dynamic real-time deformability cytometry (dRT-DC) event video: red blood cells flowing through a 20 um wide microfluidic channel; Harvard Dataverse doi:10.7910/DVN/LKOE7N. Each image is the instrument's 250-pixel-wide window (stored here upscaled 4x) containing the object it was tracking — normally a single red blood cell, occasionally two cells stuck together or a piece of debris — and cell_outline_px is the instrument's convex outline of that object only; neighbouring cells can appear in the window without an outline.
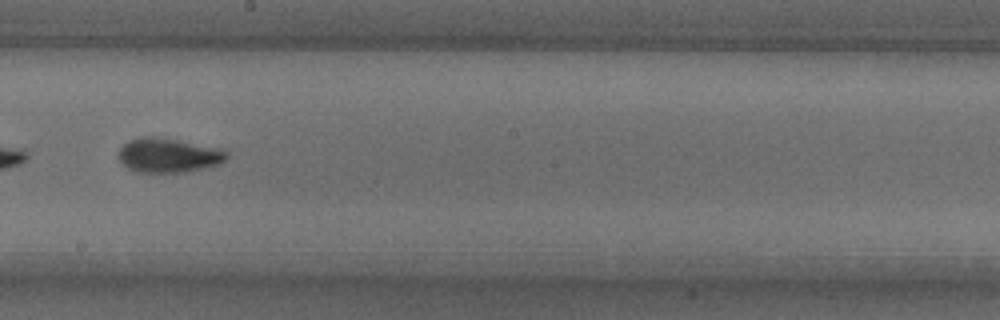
{"species": "common noctule bat (a hibernating species)", "species_latin": "Nyctalus noctula", "temperature_condition": "warm", "stored_images_in_passage": 40, "camera_frame_rate_fps": 3000, "um_per_image_px": 0.085, "animal": {"sex": "male", "body_mass_g": 18.8}, "frame": {"image": 1, "passage_image": 23, "time_ms": 7.333, "image_size_px": [1000, 320], "cell_outline_px": [[228, 156], [224, 160], [208, 168], [184, 172], [136, 172], [128, 168], [116, 156], [120, 148], [128, 140], [140, 136], [156, 136], [220, 148], [228, 152]], "centroid_in_image_um": [14.28, 13.19], "position_along_channel_um": 233.9, "area_um2": 21.79}}
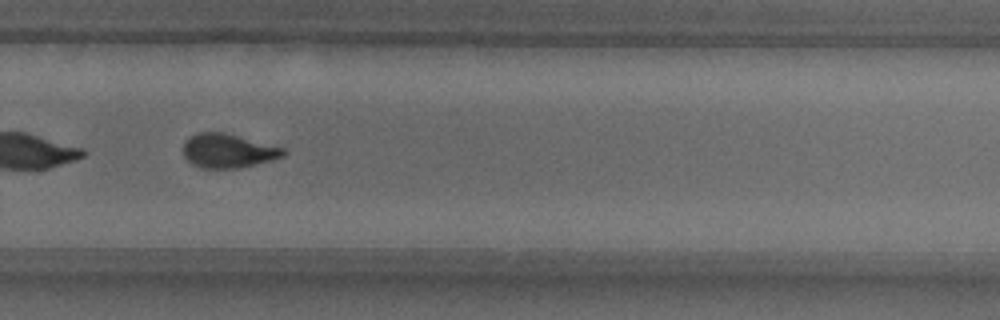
{"frame": {"image": 2, "passage_image": 29, "time_ms": 9.333, "image_size_px": [1000, 320], "cell_outline_px": [[288, 152], [284, 156], [272, 160], [240, 168], [200, 168], [192, 164], [184, 156], [184, 140], [188, 136], [196, 132], [224, 132], [284, 148]], "centroid_in_image_um": [19.37, 12.81], "position_along_channel_um": 310.4, "area_um2": 20.0}, "authors_computed_cell_mechanics": {"area_um2": 20.7213, "velocity_mm_per_s": 3.8397, "shape_relaxation_time_tau1_ms": 3.0451, "shape_relaxation_time_tau2_ms": 2.3047, "deformation_change_tau1": 0.1603, "deformation_change_tau2": 0.0707}}